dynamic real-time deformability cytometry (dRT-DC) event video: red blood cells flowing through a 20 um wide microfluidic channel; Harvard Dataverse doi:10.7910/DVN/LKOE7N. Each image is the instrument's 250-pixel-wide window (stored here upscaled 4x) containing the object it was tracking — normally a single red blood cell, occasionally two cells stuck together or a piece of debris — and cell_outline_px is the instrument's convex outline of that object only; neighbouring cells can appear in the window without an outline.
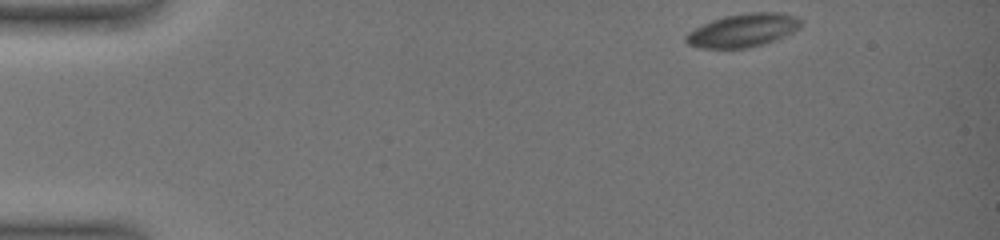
{"species": "common noctule bat (a hibernating species)", "species_latin": "Nyctalus noctula", "temperature_condition": "warm", "stored_images_in_passage": 22, "camera_frame_rate_fps": 3000, "um_per_image_px": 0.085, "animal": {"sex": "female", "body_mass_g": 19.0, "forearm_length_mm": 51.5}, "frame": {"image": 1, "passage_image": 1, "time_ms": 0.0, "image_size_px": [1000, 240], "cell_outline_px": [[804, 20], [792, 32], [776, 40], [764, 44], [748, 48], [700, 48], [688, 44], [684, 40], [684, 36], [688, 32], [712, 20], [724, 16], [752, 12], [780, 12], [796, 16]], "centroid_in_image_um": [63.15, 2.58], "position_along_channel_um": 21.8, "area_um2": 22.25}}
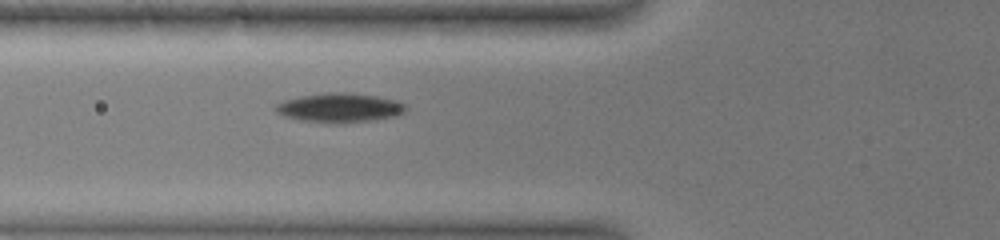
{"frame": {"image": 2, "passage_image": 16, "time_ms": 5.0, "image_size_px": [1000, 240], "cell_outline_px": [[408, 108], [404, 112], [396, 116], [376, 120], [344, 124], [332, 124], [300, 120], [284, 116], [276, 112], [276, 104], [284, 100], [300, 96], [328, 92], [344, 92], [376, 96], [396, 100], [408, 104]], "centroid_in_image_um": [28.91, 9.18], "position_along_channel_um": 96.9, "area_um2": 22.6}}
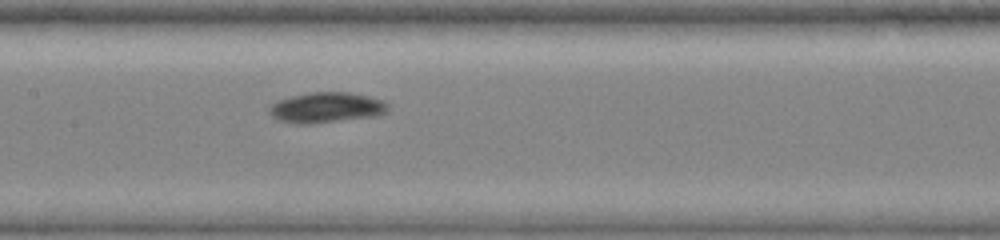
{"frame": {"image": 3, "passage_image": 22, "time_ms": 7.333, "image_size_px": [1000, 240], "cell_outline_px": [[388, 108], [380, 116], [316, 124], [292, 124], [276, 120], [268, 112], [268, 108], [272, 104], [280, 100], [292, 96], [312, 92], [348, 92], [368, 96], [384, 100], [388, 104]], "centroid_in_image_um": [27.74, 9.17], "position_along_channel_um": 179.7, "area_um2": 21.44}}